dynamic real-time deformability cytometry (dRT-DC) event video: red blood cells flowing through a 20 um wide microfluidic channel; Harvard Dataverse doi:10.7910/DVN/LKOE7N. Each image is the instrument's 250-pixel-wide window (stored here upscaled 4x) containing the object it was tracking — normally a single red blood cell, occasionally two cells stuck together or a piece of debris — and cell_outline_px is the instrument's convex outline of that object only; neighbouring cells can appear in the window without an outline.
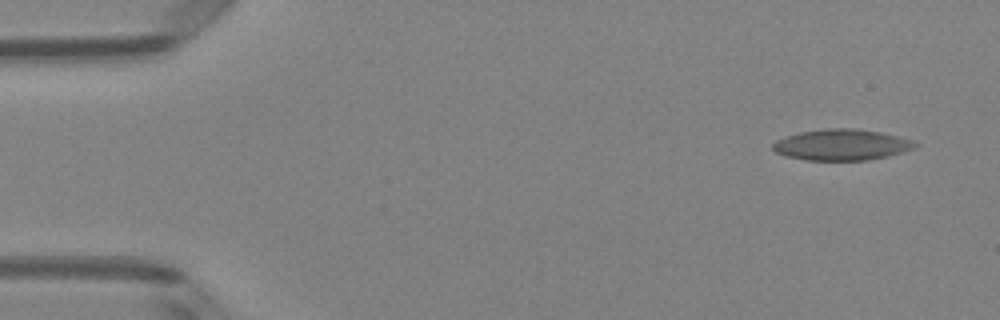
{"species": "Egyptian fruit bat (a non-hibernating species)", "species_latin": "Rousettus aegyptiacus", "temperature_condition": "room temperature", "stored_images_in_passage": 5, "camera_frame_rate_fps": 3000, "um_per_image_px": 0.085, "animal": {"sex": "female"}, "frame": {"image": 1, "passage_image": 5, "time_ms": 1.333, "image_size_px": [1000, 320], "cell_outline_px": [[920, 144], [912, 148], [888, 156], [868, 160], [804, 160], [784, 156], [776, 152], [772, 148], [772, 144], [776, 140], [800, 132], [824, 128], [856, 128], [880, 132], [912, 140]], "centroid_in_image_um": [71.5, 12.3], "position_along_channel_um": 13.5, "area_um2": 25.66}}